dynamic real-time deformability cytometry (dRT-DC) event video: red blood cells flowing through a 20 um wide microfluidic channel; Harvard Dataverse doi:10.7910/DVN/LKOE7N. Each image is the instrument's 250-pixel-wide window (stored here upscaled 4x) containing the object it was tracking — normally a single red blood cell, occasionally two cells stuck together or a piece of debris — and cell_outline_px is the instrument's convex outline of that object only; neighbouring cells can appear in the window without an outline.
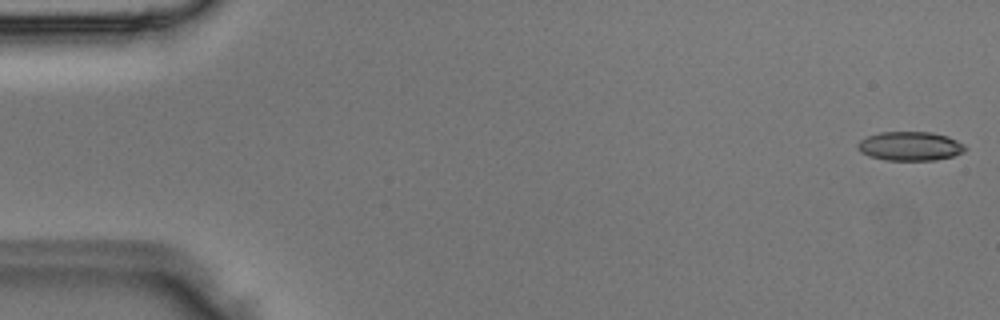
{"species": "Egyptian fruit bat (a non-hibernating species)", "species_latin": "Rousettus aegyptiacus", "temperature_condition": "room temperature", "stored_images_in_passage": 4, "camera_frame_rate_fps": 3000, "um_per_image_px": 0.085, "animal": {"sex": "male"}, "frame": {"image": 1, "passage_image": 1, "time_ms": 0.0, "image_size_px": [1000, 320], "cell_outline_px": [[968, 148], [964, 152], [952, 156], [936, 160], [884, 160], [868, 156], [860, 152], [856, 144], [860, 140], [868, 136], [880, 132], [932, 132], [948, 136], [964, 144]], "centroid_in_image_um": [77.36, 12.42], "position_along_channel_um": 7.6, "area_um2": 18.32}}
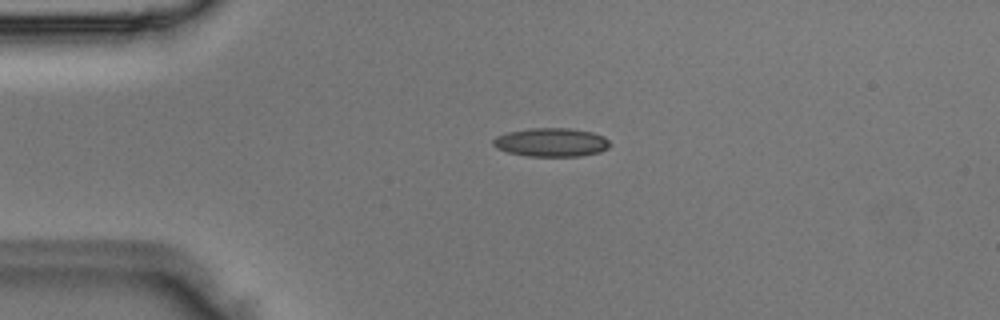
{"frame": {"image": 2, "passage_image": 4, "time_ms": 1.0, "image_size_px": [1000, 320], "cell_outline_px": [[612, 144], [608, 148], [600, 152], [580, 156], [528, 156], [508, 152], [496, 148], [492, 144], [492, 140], [496, 136], [508, 132], [528, 128], [572, 128], [592, 132], [604, 136]], "centroid_in_image_um": [46.87, 12.09], "position_along_channel_um": 38.1, "area_um2": 19.65}}